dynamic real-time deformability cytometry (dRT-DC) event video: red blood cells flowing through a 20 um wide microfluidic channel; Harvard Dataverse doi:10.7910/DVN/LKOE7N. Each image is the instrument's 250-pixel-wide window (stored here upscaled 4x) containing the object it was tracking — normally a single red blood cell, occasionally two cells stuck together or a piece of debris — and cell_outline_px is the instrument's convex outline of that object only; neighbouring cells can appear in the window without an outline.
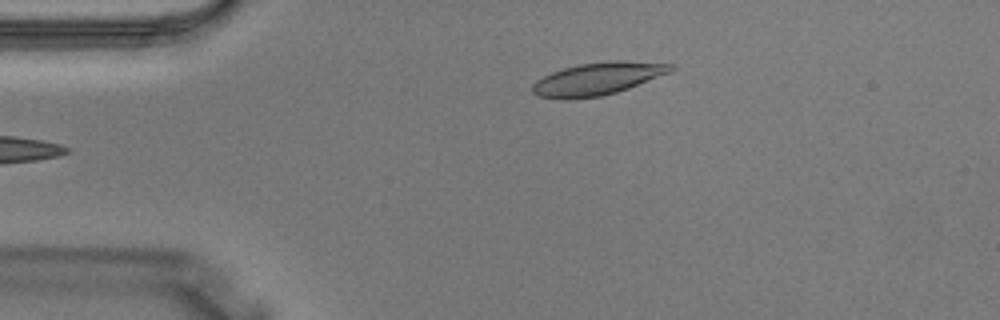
{"species": "Egyptian fruit bat (a non-hibernating species)", "species_latin": "Rousettus aegyptiacus", "temperature_condition": "warm", "stored_images_in_passage": 2, "camera_frame_rate_fps": 3000, "um_per_image_px": 0.085, "animal": {"sex": "male"}, "frame": {"image": 1, "passage_image": 1, "time_ms": 0.0, "image_size_px": [1000, 320], "cell_outline_px": [[676, 68], [672, 72], [628, 88], [616, 92], [600, 96], [564, 100], [540, 96], [532, 92], [532, 84], [536, 80], [552, 72], [564, 68], [580, 64], [608, 60], [620, 60], [672, 64]], "centroid_in_image_um": [50.81, 6.69], "position_along_channel_um": 34.2, "area_um2": 26.24}}